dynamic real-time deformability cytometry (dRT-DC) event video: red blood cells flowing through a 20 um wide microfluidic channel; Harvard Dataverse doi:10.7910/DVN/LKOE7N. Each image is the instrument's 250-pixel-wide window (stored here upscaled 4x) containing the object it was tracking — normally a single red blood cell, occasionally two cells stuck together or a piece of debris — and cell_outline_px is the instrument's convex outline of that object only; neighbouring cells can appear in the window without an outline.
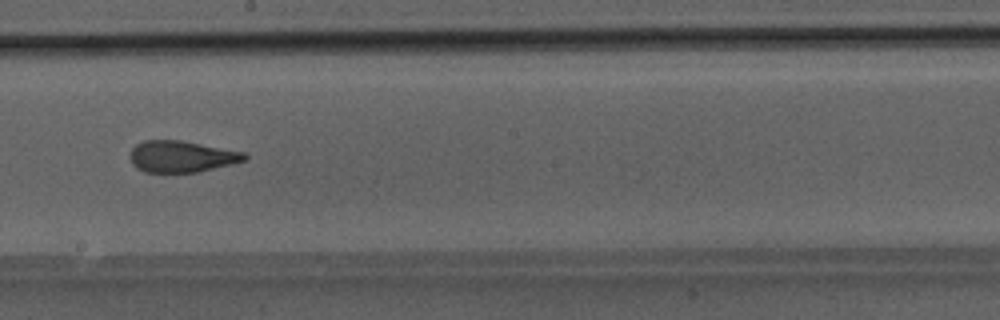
{"species": "Egyptian fruit bat (a non-hibernating species)", "species_latin": "Rousettus aegyptiacus", "temperature_condition": "room temperature", "stored_images_in_passage": 37, "camera_frame_rate_fps": 3000, "um_per_image_px": 0.085, "animal": {"sex": "male"}, "frame": {"image": 1, "passage_image": 26, "time_ms": 8.333, "image_size_px": [1000, 320], "cell_outline_px": [[248, 160], [232, 164], [196, 172], [144, 172], [136, 168], [132, 164], [132, 148], [136, 144], [144, 140], [180, 140], [244, 152], [248, 156]], "centroid_in_image_um": [15.45, 13.3], "position_along_channel_um": 232.7, "area_um2": 20.87}}
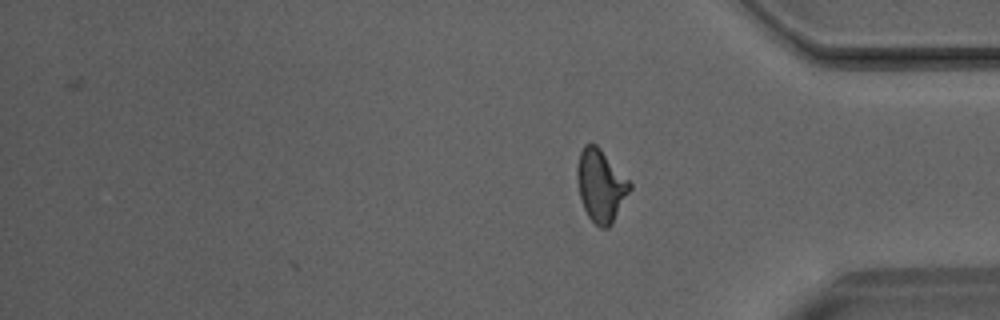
{"frame": {"image": 2, "passage_image": 37, "time_ms": 12.0, "image_size_px": [1000, 320], "cell_outline_px": [[632, 188], [612, 224], [608, 228], [600, 228], [588, 216], [584, 208], [580, 196], [576, 176], [576, 168], [580, 152], [584, 144], [596, 144], [600, 148], [632, 184]], "centroid_in_image_um": [51.07, 15.78], "position_along_channel_um": 384.1, "area_um2": 22.08}}